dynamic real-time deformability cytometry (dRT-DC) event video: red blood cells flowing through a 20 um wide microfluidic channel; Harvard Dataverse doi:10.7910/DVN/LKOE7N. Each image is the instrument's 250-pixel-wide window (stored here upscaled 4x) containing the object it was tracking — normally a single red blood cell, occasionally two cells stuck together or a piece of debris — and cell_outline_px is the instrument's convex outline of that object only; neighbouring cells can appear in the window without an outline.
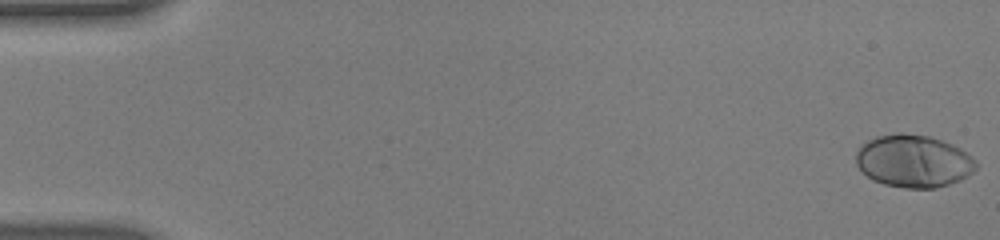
{"species": "human", "species_latin": "Homo sapiens", "temperature_condition": "warm", "stored_images_in_passage": 55, "camera_frame_rate_fps": 3000, "um_per_image_px": 0.085, "donor": {"sex": "male"}, "frame": {"image": 1, "passage_image": 1, "time_ms": 0.0, "image_size_px": [1000, 240], "cell_outline_px": [[976, 168], [968, 176], [960, 180], [936, 188], [904, 188], [884, 184], [872, 180], [856, 164], [856, 152], [868, 140], [876, 136], [896, 132], [900, 132], [928, 136], [952, 144], [960, 148], [972, 156], [976, 160]], "centroid_in_image_um": [77.66, 13.69], "position_along_channel_um": 7.3, "area_um2": 36.76}}
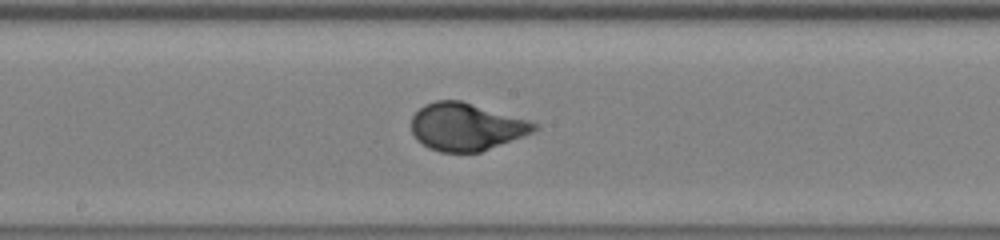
{"frame": {"image": 2, "passage_image": 30, "time_ms": 9.667, "image_size_px": [1000, 240], "cell_outline_px": [[540, 128], [524, 136], [480, 152], [440, 152], [428, 148], [416, 140], [412, 132], [412, 116], [424, 104], [436, 100], [460, 100], [528, 120], [540, 124]], "centroid_in_image_um": [39.62, 10.78], "position_along_channel_um": 208.6, "area_um2": 34.04}}
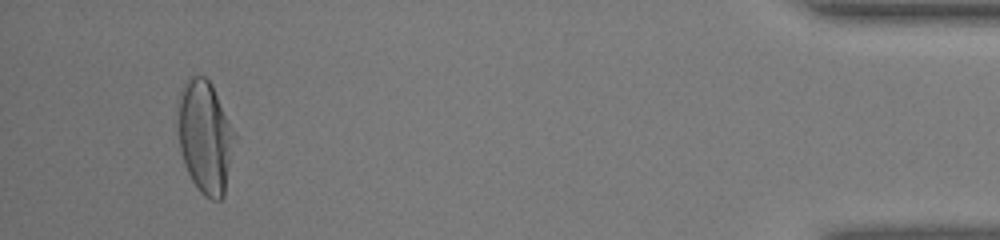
{"frame": {"image": 3, "passage_image": 52, "time_ms": 17.0, "image_size_px": [1000, 240], "cell_outline_px": [[236, 136], [224, 196], [220, 200], [212, 200], [204, 196], [200, 192], [192, 180], [184, 164], [180, 148], [176, 120], [180, 88], [192, 76], [204, 76], [212, 84], [236, 132]], "centroid_in_image_um": [17.43, 11.63], "position_along_channel_um": 417.8, "area_um2": 37.74}, "authors_computed_cell_mechanics": {"area_um2": 34.5066, "velocity_mm_per_s": 3.8054, "shape_relaxation_time_tau1_ms": 3.2149, "shape_relaxation_time_tau2_ms": null, "deformation_change_tau1": 0.2131, "deformation_change_tau2": null}}